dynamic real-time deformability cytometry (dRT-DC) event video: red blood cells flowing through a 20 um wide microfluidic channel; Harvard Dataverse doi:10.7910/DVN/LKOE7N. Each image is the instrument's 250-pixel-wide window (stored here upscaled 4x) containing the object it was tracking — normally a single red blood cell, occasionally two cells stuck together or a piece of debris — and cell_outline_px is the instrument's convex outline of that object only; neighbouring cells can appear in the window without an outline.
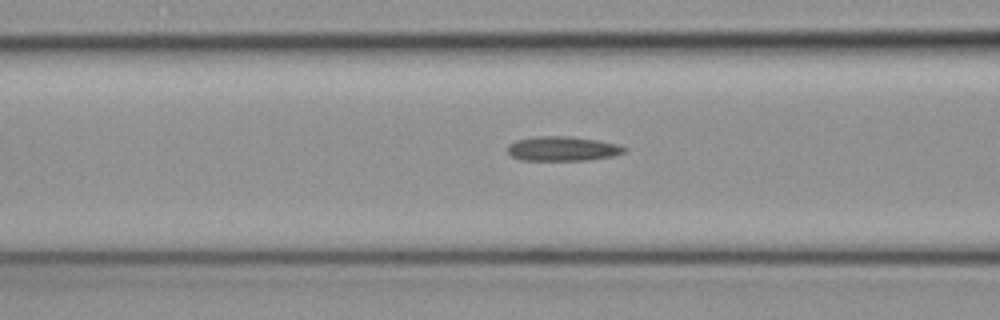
{"species": "common noctule bat (a hibernating species)", "species_latin": "Nyctalus noctula", "temperature_condition": "cold", "stored_images_in_passage": 35, "camera_frame_rate_fps": 3000, "um_per_image_px": 0.085, "animal": {"sex": "female", "body_mass_g": 19.3, "forearm_length_mm": 54.1}, "frame": {"image": 1, "passage_image": 16, "time_ms": 5.0, "image_size_px": [1000, 320], "cell_outline_px": [[628, 148], [624, 152], [612, 156], [588, 160], [520, 160], [512, 156], [508, 152], [508, 144], [516, 140], [536, 136], [572, 136], [620, 144]], "centroid_in_image_um": [47.83, 12.63], "position_along_channel_um": 118.8, "area_um2": 16.76}}